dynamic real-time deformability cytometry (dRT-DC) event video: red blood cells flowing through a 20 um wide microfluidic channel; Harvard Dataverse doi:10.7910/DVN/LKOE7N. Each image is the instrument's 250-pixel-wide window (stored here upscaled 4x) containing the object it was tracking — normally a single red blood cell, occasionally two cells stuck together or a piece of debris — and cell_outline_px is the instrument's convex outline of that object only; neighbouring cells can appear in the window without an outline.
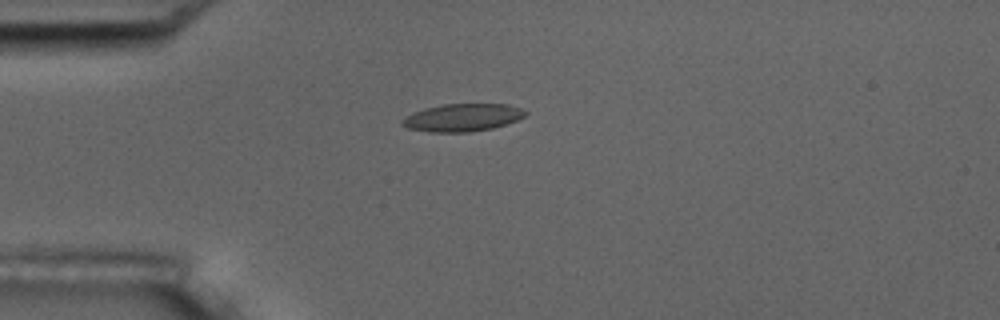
{"species": "common noctule bat (a hibernating species)", "species_latin": "Nyctalus noctula", "temperature_condition": "room temperature", "stored_images_in_passage": 9, "camera_frame_rate_fps": 3000, "um_per_image_px": 0.085, "animal": {"sex": "male", "body_mass_g": 17.5, "forearm_length_mm": 52.3}, "frame": {"image": 1, "passage_image": 3, "time_ms": 2.333, "image_size_px": [1000, 320], "cell_outline_px": [[528, 112], [524, 116], [516, 120], [492, 128], [468, 132], [428, 132], [408, 128], [400, 124], [412, 112], [424, 108], [444, 104], [508, 104], [520, 108]], "centroid_in_image_um": [39.3, 9.99], "position_along_channel_um": 45.7, "area_um2": 19.65}}
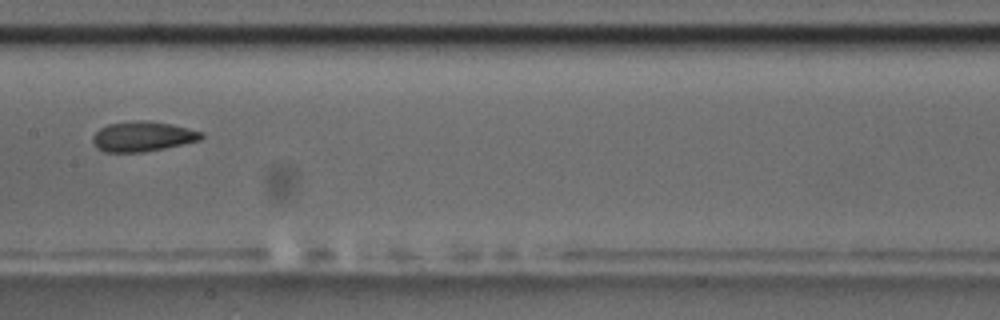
{"frame": {"image": 2, "passage_image": 7, "time_ms": 7.0, "image_size_px": [1000, 320], "cell_outline_px": [[204, 136], [200, 140], [164, 148], [144, 152], [104, 152], [96, 148], [92, 144], [92, 136], [100, 128], [108, 124], [136, 120], [148, 120], [172, 124], [204, 132]], "centroid_in_image_um": [12.11, 11.59], "position_along_channel_um": 195.3, "area_um2": 19.19}}